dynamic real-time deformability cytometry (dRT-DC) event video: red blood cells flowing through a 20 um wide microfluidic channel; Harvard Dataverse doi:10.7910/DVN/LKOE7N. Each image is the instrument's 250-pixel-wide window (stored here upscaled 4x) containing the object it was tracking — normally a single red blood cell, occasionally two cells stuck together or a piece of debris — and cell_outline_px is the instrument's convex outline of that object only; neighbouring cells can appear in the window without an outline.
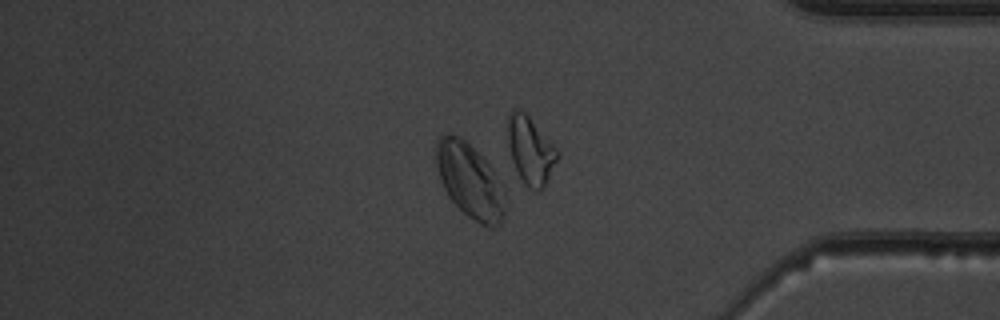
{"species": "common noctule bat (a hibernating species)", "species_latin": "Nyctalus noctula", "temperature_condition": "warm", "stored_images_in_passage": 51, "camera_frame_rate_fps": 3000, "um_per_image_px": 0.085, "animal": {"sex": "male", "body_mass_g": 19.5, "forearm_length_mm": 54.6}, "frame": {"image": 1, "passage_image": 44, "time_ms": 14.333, "image_size_px": [1000, 320], "cell_outline_px": [[504, 220], [496, 228], [492, 228], [480, 224], [468, 216], [448, 196], [440, 180], [436, 164], [436, 144], [440, 136], [460, 136], [492, 168], [504, 200]], "centroid_in_image_um": [39.91, 15.41], "position_along_channel_um": 395.3, "area_um2": 29.02}, "authors_computed_cell_mechanics": {"area_um2": 29.0734, "velocity_mm_per_s": 3.8656, "shape_relaxation_time_tau1_ms": 4.7986, "shape_relaxation_time_tau2_ms": null, "deformation_change_tau1": 0.1191, "deformation_change_tau2": null}}